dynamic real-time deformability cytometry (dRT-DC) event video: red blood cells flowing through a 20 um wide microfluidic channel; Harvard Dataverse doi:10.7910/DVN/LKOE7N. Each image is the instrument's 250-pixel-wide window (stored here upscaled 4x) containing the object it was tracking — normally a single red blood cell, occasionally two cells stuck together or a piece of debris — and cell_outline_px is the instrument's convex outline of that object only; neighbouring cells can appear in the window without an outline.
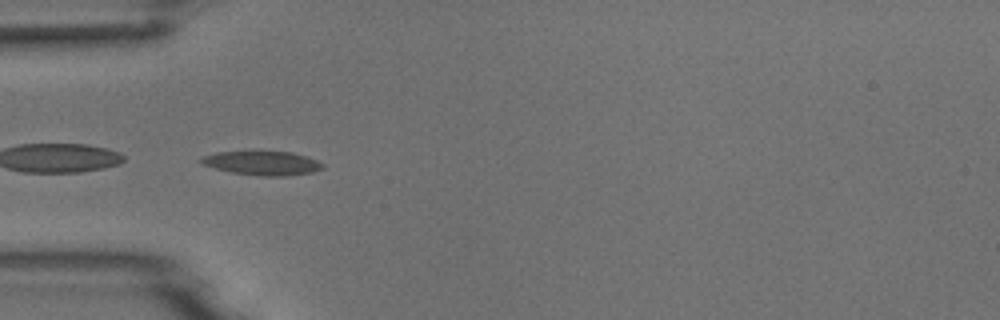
{"species": "common noctule bat (a hibernating species)", "species_latin": "Nyctalus noctula", "temperature_condition": "room temperature", "stored_images_in_passage": 6, "segment_of_instrument_passage": [2, 2], "camera_frame_rate_fps": 3000, "um_per_image_px": 0.085, "animal": {"sex": "male", "body_mass_g": 18.8}, "frame": {"image": 1, "passage_image": 5, "time_ms": 4.667, "image_size_px": [1000, 320], "cell_outline_px": [[324, 168], [312, 172], [288, 176], [260, 176], [232, 172], [216, 168], [204, 164], [196, 160], [204, 156], [216, 152], [252, 148], [292, 152], [308, 156], [324, 164]], "centroid_in_image_um": [22.29, 13.8], "position_along_channel_um": 62.7, "area_um2": 17.98}}